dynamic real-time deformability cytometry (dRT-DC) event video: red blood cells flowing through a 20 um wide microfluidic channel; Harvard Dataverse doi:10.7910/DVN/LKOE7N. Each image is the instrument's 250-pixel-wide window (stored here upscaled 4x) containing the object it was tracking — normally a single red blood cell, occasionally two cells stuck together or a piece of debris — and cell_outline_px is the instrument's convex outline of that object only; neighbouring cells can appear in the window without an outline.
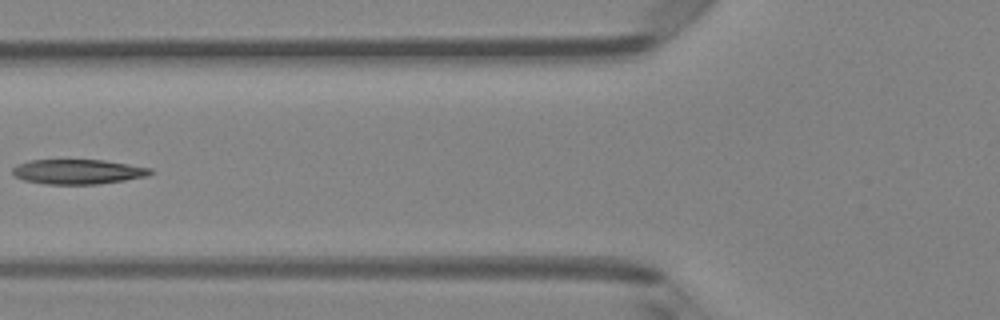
{"species": "Egyptian fruit bat (a non-hibernating species)", "species_latin": "Rousettus aegyptiacus", "temperature_condition": "room temperature", "stored_images_in_passage": 5, "camera_frame_rate_fps": 3000, "um_per_image_px": 0.085, "animal": {"sex": "female"}, "frame": {"image": 1, "passage_image": 5, "time_ms": 4.667, "image_size_px": [1000, 320], "cell_outline_px": [[152, 172], [148, 176], [124, 180], [96, 184], [44, 184], [24, 180], [16, 176], [12, 172], [12, 168], [16, 164], [28, 160], [104, 160], [152, 168]], "centroid_in_image_um": [6.6, 14.59], "position_along_channel_um": 119.2, "area_um2": 19.88}}